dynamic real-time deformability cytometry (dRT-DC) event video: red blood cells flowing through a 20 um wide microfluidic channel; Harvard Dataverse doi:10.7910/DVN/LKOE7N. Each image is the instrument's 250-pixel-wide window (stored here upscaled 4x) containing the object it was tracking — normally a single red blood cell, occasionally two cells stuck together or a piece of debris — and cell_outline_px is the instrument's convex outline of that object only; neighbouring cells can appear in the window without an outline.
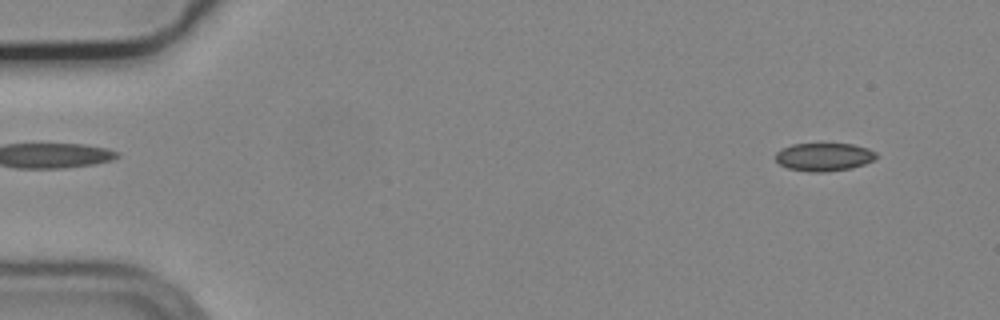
{"species": "common noctule bat (a hibernating species)", "species_latin": "Nyctalus noctula", "temperature_condition": "cold", "stored_images_in_passage": 4, "camera_frame_rate_fps": 3000, "um_per_image_px": 0.085, "animal": {"sex": "male", "body_mass_g": 19.2, "forearm_length_mm": 51.8}, "frame": {"image": 1, "passage_image": 1, "time_ms": 0.0, "image_size_px": [1000, 320], "cell_outline_px": [[876, 156], [872, 160], [864, 164], [852, 168], [824, 172], [808, 172], [788, 168], [780, 164], [776, 160], [776, 152], [780, 148], [792, 144], [852, 144], [868, 148], [876, 152]], "centroid_in_image_um": [70.01, 13.34], "position_along_channel_um": 15.0, "area_um2": 16.47}}